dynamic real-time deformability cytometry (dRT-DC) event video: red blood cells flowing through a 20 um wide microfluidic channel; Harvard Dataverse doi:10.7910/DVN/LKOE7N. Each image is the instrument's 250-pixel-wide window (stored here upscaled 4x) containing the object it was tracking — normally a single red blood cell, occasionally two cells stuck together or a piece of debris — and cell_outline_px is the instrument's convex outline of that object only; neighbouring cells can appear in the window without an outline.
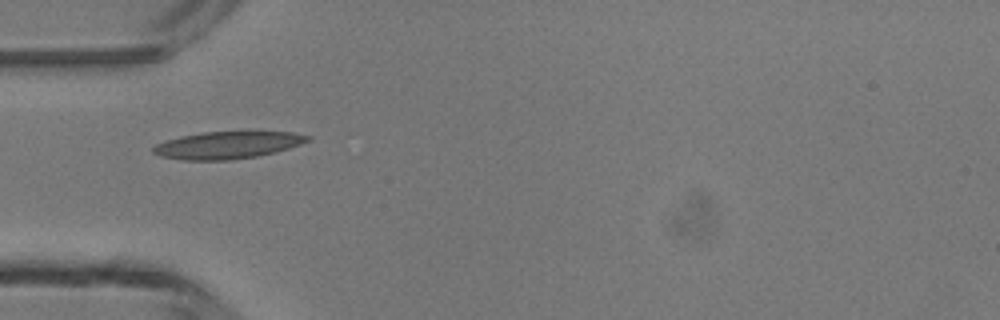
{"species": "common noctule bat (a hibernating species)", "species_latin": "Nyctalus noctula", "temperature_condition": "room temperature", "stored_images_in_passage": 6, "camera_frame_rate_fps": 3000, "um_per_image_px": 0.085, "animal": {"sex": "male", "body_mass_g": 13.3}, "frame": {"image": 1, "passage_image": 5, "time_ms": 5.333, "image_size_px": [1000, 320], "cell_outline_px": [[312, 140], [276, 152], [256, 156], [228, 160], [180, 160], [160, 156], [152, 152], [152, 148], [156, 144], [180, 136], [204, 132], [292, 132], [312, 136]], "centroid_in_image_um": [19.34, 12.33], "position_along_channel_um": 65.7, "area_um2": 24.39}}
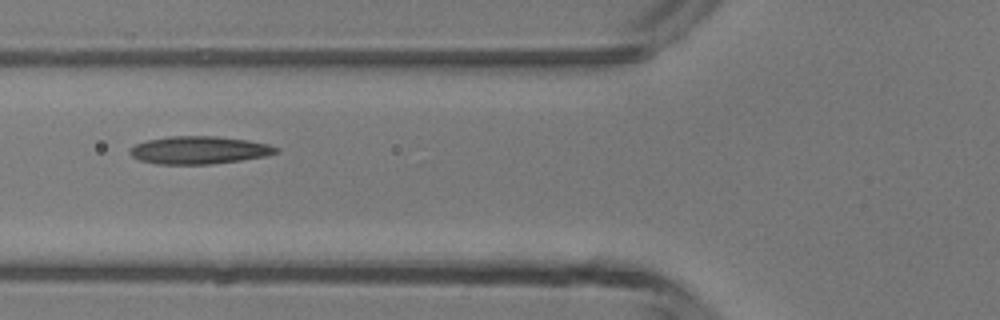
{"frame": {"image": 2, "passage_image": 6, "time_ms": 6.333, "image_size_px": [1000, 320], "cell_outline_px": [[280, 152], [268, 156], [240, 160], [208, 164], [160, 164], [140, 160], [132, 156], [128, 152], [136, 144], [148, 140], [168, 136], [216, 136], [248, 140], [268, 144], [280, 148]], "centroid_in_image_um": [16.98, 12.75], "position_along_channel_um": 108.8, "area_um2": 23.58}}